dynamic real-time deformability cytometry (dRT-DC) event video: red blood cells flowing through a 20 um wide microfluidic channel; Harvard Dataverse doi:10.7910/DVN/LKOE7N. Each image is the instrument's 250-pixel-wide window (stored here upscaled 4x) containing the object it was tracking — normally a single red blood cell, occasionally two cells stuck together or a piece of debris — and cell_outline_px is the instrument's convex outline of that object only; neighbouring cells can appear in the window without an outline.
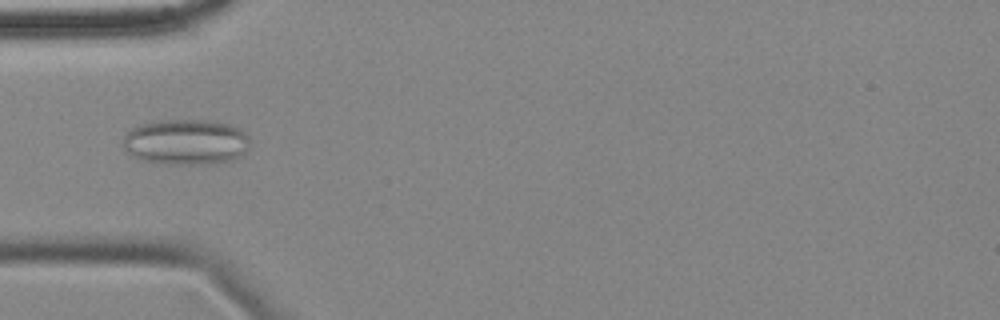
{"species": "common noctule bat (a hibernating species)", "species_latin": "Nyctalus noctula", "temperature_condition": "cold", "stored_images_in_passage": 21, "camera_frame_rate_fps": 3000, "um_per_image_px": 0.085, "animal": {"sex": "female", "body_mass_g": 18.4}, "frame": {"image": 1, "passage_image": 1, "time_ms": 0.0, "image_size_px": [1000, 320], "cell_outline_px": [[248, 148], [240, 156], [228, 160], [196, 164], [168, 164], [144, 160], [132, 156], [124, 148], [124, 136], [132, 128], [140, 124], [152, 120], [212, 120], [228, 124], [240, 128], [248, 136]], "centroid_in_image_um": [15.78, 12.04], "position_along_channel_um": 69.2, "area_um2": 33.52}}